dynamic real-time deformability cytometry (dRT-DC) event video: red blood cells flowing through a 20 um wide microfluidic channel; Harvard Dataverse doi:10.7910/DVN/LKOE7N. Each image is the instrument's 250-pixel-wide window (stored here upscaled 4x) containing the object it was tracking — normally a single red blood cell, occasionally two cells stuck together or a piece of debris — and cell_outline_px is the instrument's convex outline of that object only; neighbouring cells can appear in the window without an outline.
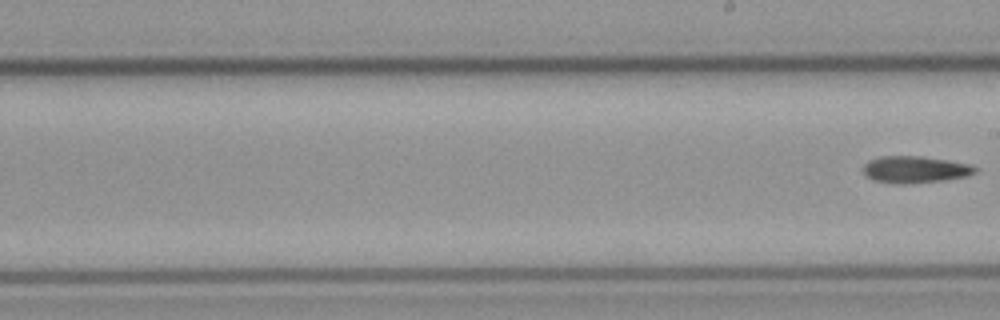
{"species": "common noctule bat (a hibernating species)", "species_latin": "Nyctalus noctula", "temperature_condition": "cold", "stored_images_in_passage": 10, "camera_frame_rate_fps": 3000, "um_per_image_px": 0.085, "animal": {"sex": "male", "body_mass_g": 23.1, "forearm_length_mm": 52.7}, "frame": {"image": 1, "passage_image": 10, "time_ms": 11.333, "image_size_px": [1000, 320], "cell_outline_px": [[976, 172], [968, 176], [940, 180], [904, 184], [896, 184], [872, 180], [864, 176], [864, 164], [868, 160], [880, 156], [920, 156], [948, 160], [972, 164], [976, 168]], "centroid_in_image_um": [77.75, 14.4], "position_along_channel_um": 211.3, "area_um2": 17.57}}